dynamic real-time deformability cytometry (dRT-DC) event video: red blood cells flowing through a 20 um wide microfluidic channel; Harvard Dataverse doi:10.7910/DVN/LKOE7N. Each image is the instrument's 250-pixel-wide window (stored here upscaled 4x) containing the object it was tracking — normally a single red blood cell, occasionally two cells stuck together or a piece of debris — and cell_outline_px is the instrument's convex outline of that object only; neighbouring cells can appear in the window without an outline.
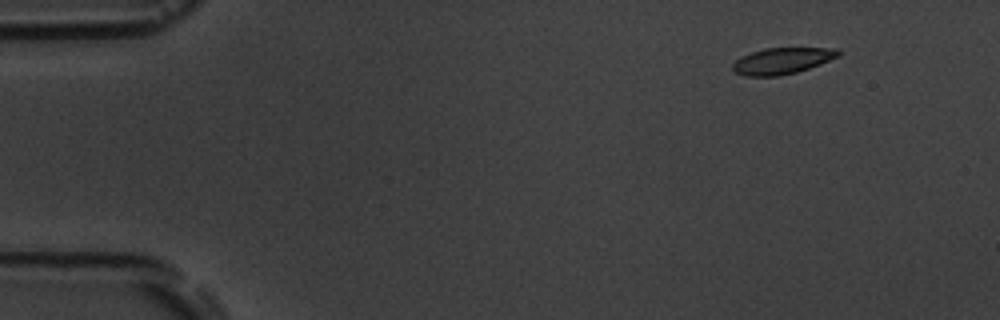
{"species": "common noctule bat (a hibernating species)", "species_latin": "Nyctalus noctula", "temperature_condition": "room temperature", "stored_images_in_passage": 5, "camera_frame_rate_fps": 3000, "um_per_image_px": 0.085, "animal": {"sex": "male", "body_mass_g": 19.5, "forearm_length_mm": 54.6}, "frame": {"image": 1, "passage_image": 2, "time_ms": 1.333, "image_size_px": [1000, 320], "cell_outline_px": [[840, 56], [820, 64], [796, 72], [780, 76], [744, 76], [736, 72], [732, 68], [732, 64], [736, 60], [752, 52], [764, 48], [840, 48]], "centroid_in_image_um": [66.51, 5.17], "position_along_channel_um": 18.5, "area_um2": 16.13}}
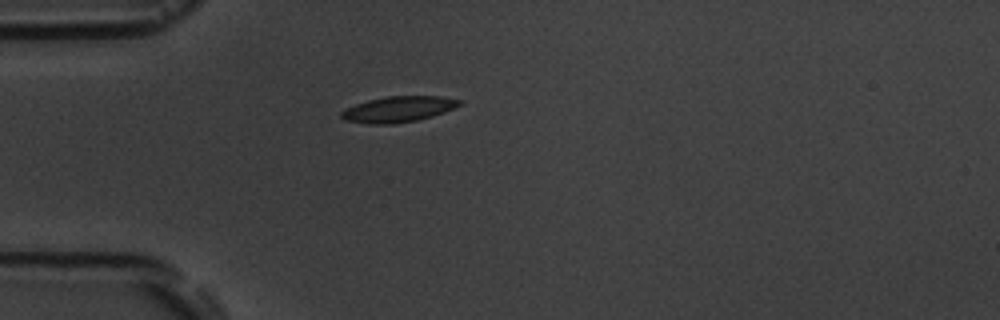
{"frame": {"image": 2, "passage_image": 5, "time_ms": 4.667, "image_size_px": [1000, 320], "cell_outline_px": [[464, 104], [456, 108], [432, 116], [416, 120], [396, 124], [368, 124], [344, 120], [340, 116], [340, 112], [356, 104], [368, 100], [388, 96], [440, 96], [464, 100]], "centroid_in_image_um": [33.91, 9.28], "position_along_channel_um": 51.1, "area_um2": 17.92}}